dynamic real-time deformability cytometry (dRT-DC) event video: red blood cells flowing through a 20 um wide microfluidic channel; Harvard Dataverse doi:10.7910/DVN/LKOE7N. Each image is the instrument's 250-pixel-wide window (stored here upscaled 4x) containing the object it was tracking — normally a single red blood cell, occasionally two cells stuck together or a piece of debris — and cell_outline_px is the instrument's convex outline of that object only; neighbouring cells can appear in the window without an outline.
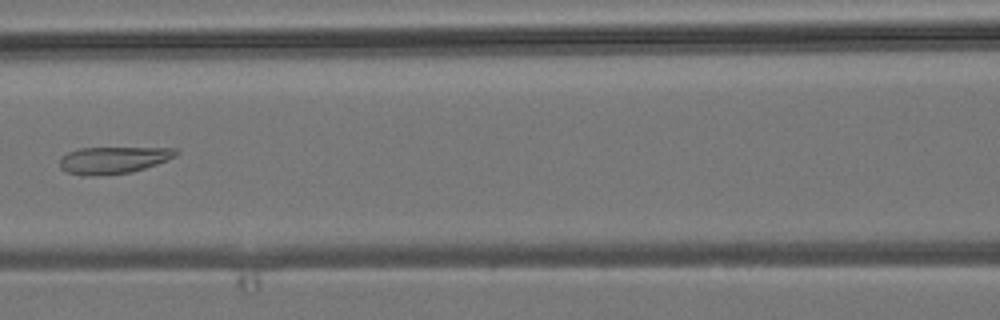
{"species": "common noctule bat (a hibernating species)", "species_latin": "Nyctalus noctula", "temperature_condition": "room temperature", "stored_images_in_passage": 8, "camera_frame_rate_fps": 3000, "um_per_image_px": 0.085, "animal": {"sex": "male", "body_mass_g": 19.2, "forearm_length_mm": 51.8}, "frame": {"image": 1, "passage_image": 7, "time_ms": 7.0, "image_size_px": [1000, 320], "cell_outline_px": [[180, 152], [176, 156], [168, 160], [132, 172], [92, 176], [84, 176], [64, 172], [60, 168], [60, 160], [68, 152], [80, 148], [180, 148]], "centroid_in_image_um": [9.65, 13.61], "position_along_channel_um": 157.0, "area_um2": 18.32}}
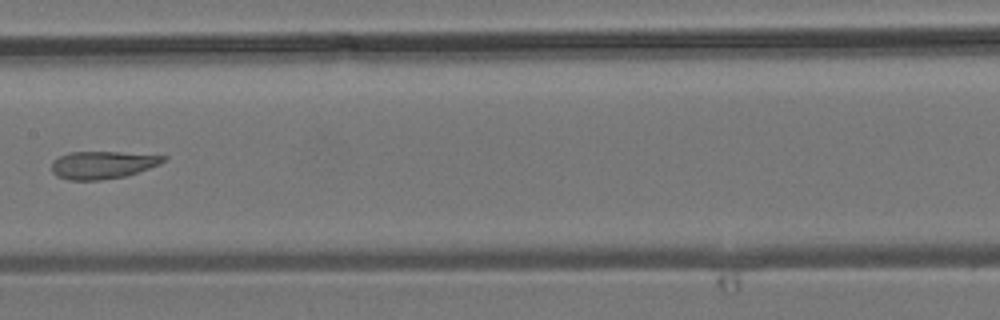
{"frame": {"image": 2, "passage_image": 8, "time_ms": 8.0, "image_size_px": [1000, 320], "cell_outline_px": [[168, 156], [160, 164], [124, 176], [100, 180], [68, 180], [56, 176], [52, 172], [52, 160], [68, 152], [120, 152]], "centroid_in_image_um": [8.67, 14.01], "position_along_channel_um": 198.7, "area_um2": 17.86}}